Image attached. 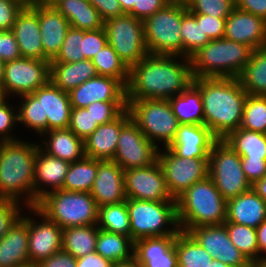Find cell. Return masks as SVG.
I'll return each instance as SVG.
<instances>
[{
	"instance_id": "6da1fadb",
	"label": "cell",
	"mask_w": 266,
	"mask_h": 267,
	"mask_svg": "<svg viewBox=\"0 0 266 267\" xmlns=\"http://www.w3.org/2000/svg\"><path fill=\"white\" fill-rule=\"evenodd\" d=\"M193 80L188 57L148 53L129 70L126 100H169L186 90Z\"/></svg>"
},
{
	"instance_id": "7a4b0ae2",
	"label": "cell",
	"mask_w": 266,
	"mask_h": 267,
	"mask_svg": "<svg viewBox=\"0 0 266 267\" xmlns=\"http://www.w3.org/2000/svg\"><path fill=\"white\" fill-rule=\"evenodd\" d=\"M193 84L202 97L204 125L217 139L240 127L248 93L238 78H194Z\"/></svg>"
},
{
	"instance_id": "3957f363",
	"label": "cell",
	"mask_w": 266,
	"mask_h": 267,
	"mask_svg": "<svg viewBox=\"0 0 266 267\" xmlns=\"http://www.w3.org/2000/svg\"><path fill=\"white\" fill-rule=\"evenodd\" d=\"M24 140L0 142V198L34 207V162L40 146Z\"/></svg>"
},
{
	"instance_id": "277c9868",
	"label": "cell",
	"mask_w": 266,
	"mask_h": 267,
	"mask_svg": "<svg viewBox=\"0 0 266 267\" xmlns=\"http://www.w3.org/2000/svg\"><path fill=\"white\" fill-rule=\"evenodd\" d=\"M177 220L182 231L226 222L227 200L209 176L197 181L176 199Z\"/></svg>"
},
{
	"instance_id": "5b68a950",
	"label": "cell",
	"mask_w": 266,
	"mask_h": 267,
	"mask_svg": "<svg viewBox=\"0 0 266 267\" xmlns=\"http://www.w3.org/2000/svg\"><path fill=\"white\" fill-rule=\"evenodd\" d=\"M253 49L226 38L211 40L189 57L194 78H238Z\"/></svg>"
},
{
	"instance_id": "8992f818",
	"label": "cell",
	"mask_w": 266,
	"mask_h": 267,
	"mask_svg": "<svg viewBox=\"0 0 266 267\" xmlns=\"http://www.w3.org/2000/svg\"><path fill=\"white\" fill-rule=\"evenodd\" d=\"M36 207L62 229L98 222V206L90 192L51 191L39 200Z\"/></svg>"
},
{
	"instance_id": "52a82bcc",
	"label": "cell",
	"mask_w": 266,
	"mask_h": 267,
	"mask_svg": "<svg viewBox=\"0 0 266 267\" xmlns=\"http://www.w3.org/2000/svg\"><path fill=\"white\" fill-rule=\"evenodd\" d=\"M131 239L177 235L176 201H144L127 199Z\"/></svg>"
},
{
	"instance_id": "ba28073f",
	"label": "cell",
	"mask_w": 266,
	"mask_h": 267,
	"mask_svg": "<svg viewBox=\"0 0 266 267\" xmlns=\"http://www.w3.org/2000/svg\"><path fill=\"white\" fill-rule=\"evenodd\" d=\"M127 109L131 119L158 149L173 142L180 123L168 100H127Z\"/></svg>"
},
{
	"instance_id": "9c48e42d",
	"label": "cell",
	"mask_w": 266,
	"mask_h": 267,
	"mask_svg": "<svg viewBox=\"0 0 266 267\" xmlns=\"http://www.w3.org/2000/svg\"><path fill=\"white\" fill-rule=\"evenodd\" d=\"M186 11L185 3L170 2L143 21L149 54L182 56L180 29Z\"/></svg>"
},
{
	"instance_id": "30bf717a",
	"label": "cell",
	"mask_w": 266,
	"mask_h": 267,
	"mask_svg": "<svg viewBox=\"0 0 266 267\" xmlns=\"http://www.w3.org/2000/svg\"><path fill=\"white\" fill-rule=\"evenodd\" d=\"M208 176L228 201L252 189L241 167V156L223 139H217L209 154Z\"/></svg>"
},
{
	"instance_id": "8fae6325",
	"label": "cell",
	"mask_w": 266,
	"mask_h": 267,
	"mask_svg": "<svg viewBox=\"0 0 266 267\" xmlns=\"http://www.w3.org/2000/svg\"><path fill=\"white\" fill-rule=\"evenodd\" d=\"M103 28L108 44L129 69L148 54L142 20L125 13L104 21Z\"/></svg>"
},
{
	"instance_id": "7c38bea8",
	"label": "cell",
	"mask_w": 266,
	"mask_h": 267,
	"mask_svg": "<svg viewBox=\"0 0 266 267\" xmlns=\"http://www.w3.org/2000/svg\"><path fill=\"white\" fill-rule=\"evenodd\" d=\"M49 81L50 61L26 57L12 60L4 63L2 97L31 94Z\"/></svg>"
},
{
	"instance_id": "4fadbf2b",
	"label": "cell",
	"mask_w": 266,
	"mask_h": 267,
	"mask_svg": "<svg viewBox=\"0 0 266 267\" xmlns=\"http://www.w3.org/2000/svg\"><path fill=\"white\" fill-rule=\"evenodd\" d=\"M157 161L163 170L168 191L175 200L208 176L209 158H182L165 147L159 149Z\"/></svg>"
},
{
	"instance_id": "5bb4252c",
	"label": "cell",
	"mask_w": 266,
	"mask_h": 267,
	"mask_svg": "<svg viewBox=\"0 0 266 267\" xmlns=\"http://www.w3.org/2000/svg\"><path fill=\"white\" fill-rule=\"evenodd\" d=\"M26 209L28 214L24 212L23 215L28 219L29 264L36 266L43 259L62 250L63 229L36 206Z\"/></svg>"
},
{
	"instance_id": "9a60e30c",
	"label": "cell",
	"mask_w": 266,
	"mask_h": 267,
	"mask_svg": "<svg viewBox=\"0 0 266 267\" xmlns=\"http://www.w3.org/2000/svg\"><path fill=\"white\" fill-rule=\"evenodd\" d=\"M159 149L130 119L122 128L113 161L123 170L146 167L157 161Z\"/></svg>"
},
{
	"instance_id": "2e32d148",
	"label": "cell",
	"mask_w": 266,
	"mask_h": 267,
	"mask_svg": "<svg viewBox=\"0 0 266 267\" xmlns=\"http://www.w3.org/2000/svg\"><path fill=\"white\" fill-rule=\"evenodd\" d=\"M127 199L144 201H176L170 195L158 161L146 167L124 170Z\"/></svg>"
},
{
	"instance_id": "e0dca14e",
	"label": "cell",
	"mask_w": 266,
	"mask_h": 267,
	"mask_svg": "<svg viewBox=\"0 0 266 267\" xmlns=\"http://www.w3.org/2000/svg\"><path fill=\"white\" fill-rule=\"evenodd\" d=\"M189 233L214 259L232 267H251L252 263L230 241L224 224L197 226Z\"/></svg>"
},
{
	"instance_id": "ac0fdd59",
	"label": "cell",
	"mask_w": 266,
	"mask_h": 267,
	"mask_svg": "<svg viewBox=\"0 0 266 267\" xmlns=\"http://www.w3.org/2000/svg\"><path fill=\"white\" fill-rule=\"evenodd\" d=\"M68 95L72 108H85L98 101L127 102L126 86L116 78L100 75L70 90Z\"/></svg>"
},
{
	"instance_id": "d6986e66",
	"label": "cell",
	"mask_w": 266,
	"mask_h": 267,
	"mask_svg": "<svg viewBox=\"0 0 266 267\" xmlns=\"http://www.w3.org/2000/svg\"><path fill=\"white\" fill-rule=\"evenodd\" d=\"M224 38L246 44L253 50L266 46V20L234 8L226 18Z\"/></svg>"
},
{
	"instance_id": "ffe728a7",
	"label": "cell",
	"mask_w": 266,
	"mask_h": 267,
	"mask_svg": "<svg viewBox=\"0 0 266 267\" xmlns=\"http://www.w3.org/2000/svg\"><path fill=\"white\" fill-rule=\"evenodd\" d=\"M90 194L98 207L126 201L124 170L113 160H99Z\"/></svg>"
},
{
	"instance_id": "44dd1931",
	"label": "cell",
	"mask_w": 266,
	"mask_h": 267,
	"mask_svg": "<svg viewBox=\"0 0 266 267\" xmlns=\"http://www.w3.org/2000/svg\"><path fill=\"white\" fill-rule=\"evenodd\" d=\"M69 167V162L38 148L34 162V206H37L39 200L47 193L63 188Z\"/></svg>"
},
{
	"instance_id": "7402d4cb",
	"label": "cell",
	"mask_w": 266,
	"mask_h": 267,
	"mask_svg": "<svg viewBox=\"0 0 266 267\" xmlns=\"http://www.w3.org/2000/svg\"><path fill=\"white\" fill-rule=\"evenodd\" d=\"M176 235L146 237L134 242V260L140 267H178Z\"/></svg>"
},
{
	"instance_id": "603a6c76",
	"label": "cell",
	"mask_w": 266,
	"mask_h": 267,
	"mask_svg": "<svg viewBox=\"0 0 266 267\" xmlns=\"http://www.w3.org/2000/svg\"><path fill=\"white\" fill-rule=\"evenodd\" d=\"M216 140L205 125L180 124L176 137L168 148L182 158H209Z\"/></svg>"
},
{
	"instance_id": "cb8c5ba5",
	"label": "cell",
	"mask_w": 266,
	"mask_h": 267,
	"mask_svg": "<svg viewBox=\"0 0 266 267\" xmlns=\"http://www.w3.org/2000/svg\"><path fill=\"white\" fill-rule=\"evenodd\" d=\"M131 119L128 109H125L112 122L101 124L84 140L86 157L99 160H113L121 128Z\"/></svg>"
},
{
	"instance_id": "d4e9b609",
	"label": "cell",
	"mask_w": 266,
	"mask_h": 267,
	"mask_svg": "<svg viewBox=\"0 0 266 267\" xmlns=\"http://www.w3.org/2000/svg\"><path fill=\"white\" fill-rule=\"evenodd\" d=\"M12 31L22 57L44 60L36 4L22 8L17 14Z\"/></svg>"
},
{
	"instance_id": "484cf974",
	"label": "cell",
	"mask_w": 266,
	"mask_h": 267,
	"mask_svg": "<svg viewBox=\"0 0 266 267\" xmlns=\"http://www.w3.org/2000/svg\"><path fill=\"white\" fill-rule=\"evenodd\" d=\"M32 94L42 103L43 119H47V131L68 128L72 109L68 92L62 91L49 81Z\"/></svg>"
},
{
	"instance_id": "4316f807",
	"label": "cell",
	"mask_w": 266,
	"mask_h": 267,
	"mask_svg": "<svg viewBox=\"0 0 266 267\" xmlns=\"http://www.w3.org/2000/svg\"><path fill=\"white\" fill-rule=\"evenodd\" d=\"M44 61H51L62 47L68 30L69 21L55 8L37 5Z\"/></svg>"
},
{
	"instance_id": "83f0119b",
	"label": "cell",
	"mask_w": 266,
	"mask_h": 267,
	"mask_svg": "<svg viewBox=\"0 0 266 267\" xmlns=\"http://www.w3.org/2000/svg\"><path fill=\"white\" fill-rule=\"evenodd\" d=\"M29 265L28 219L22 217L0 239V267Z\"/></svg>"
},
{
	"instance_id": "f1b7e54d",
	"label": "cell",
	"mask_w": 266,
	"mask_h": 267,
	"mask_svg": "<svg viewBox=\"0 0 266 267\" xmlns=\"http://www.w3.org/2000/svg\"><path fill=\"white\" fill-rule=\"evenodd\" d=\"M266 219V202L253 190L227 201L226 222L257 228Z\"/></svg>"
},
{
	"instance_id": "f546056e",
	"label": "cell",
	"mask_w": 266,
	"mask_h": 267,
	"mask_svg": "<svg viewBox=\"0 0 266 267\" xmlns=\"http://www.w3.org/2000/svg\"><path fill=\"white\" fill-rule=\"evenodd\" d=\"M40 137V148L51 156L69 163L81 160L85 156L84 141L69 128L49 130Z\"/></svg>"
},
{
	"instance_id": "4dcf8cb0",
	"label": "cell",
	"mask_w": 266,
	"mask_h": 267,
	"mask_svg": "<svg viewBox=\"0 0 266 267\" xmlns=\"http://www.w3.org/2000/svg\"><path fill=\"white\" fill-rule=\"evenodd\" d=\"M97 76L96 68L90 59L72 63L50 62V81L65 92Z\"/></svg>"
},
{
	"instance_id": "1f68e13d",
	"label": "cell",
	"mask_w": 266,
	"mask_h": 267,
	"mask_svg": "<svg viewBox=\"0 0 266 267\" xmlns=\"http://www.w3.org/2000/svg\"><path fill=\"white\" fill-rule=\"evenodd\" d=\"M55 8L69 21L72 28L89 31L104 26L98 10L88 0H63Z\"/></svg>"
},
{
	"instance_id": "d6a6232c",
	"label": "cell",
	"mask_w": 266,
	"mask_h": 267,
	"mask_svg": "<svg viewBox=\"0 0 266 267\" xmlns=\"http://www.w3.org/2000/svg\"><path fill=\"white\" fill-rule=\"evenodd\" d=\"M169 103L180 124L204 125V110L200 90L192 83Z\"/></svg>"
},
{
	"instance_id": "836d02e7",
	"label": "cell",
	"mask_w": 266,
	"mask_h": 267,
	"mask_svg": "<svg viewBox=\"0 0 266 267\" xmlns=\"http://www.w3.org/2000/svg\"><path fill=\"white\" fill-rule=\"evenodd\" d=\"M95 252L114 264L134 259V241L125 235L98 230Z\"/></svg>"
},
{
	"instance_id": "e575fe53",
	"label": "cell",
	"mask_w": 266,
	"mask_h": 267,
	"mask_svg": "<svg viewBox=\"0 0 266 267\" xmlns=\"http://www.w3.org/2000/svg\"><path fill=\"white\" fill-rule=\"evenodd\" d=\"M238 79L249 95L266 96V46L253 50Z\"/></svg>"
},
{
	"instance_id": "d590c367",
	"label": "cell",
	"mask_w": 266,
	"mask_h": 267,
	"mask_svg": "<svg viewBox=\"0 0 266 267\" xmlns=\"http://www.w3.org/2000/svg\"><path fill=\"white\" fill-rule=\"evenodd\" d=\"M241 158L266 159V134L238 128L223 139Z\"/></svg>"
},
{
	"instance_id": "8d00e7d4",
	"label": "cell",
	"mask_w": 266,
	"mask_h": 267,
	"mask_svg": "<svg viewBox=\"0 0 266 267\" xmlns=\"http://www.w3.org/2000/svg\"><path fill=\"white\" fill-rule=\"evenodd\" d=\"M98 230L97 224L63 229L62 250L75 258L95 252Z\"/></svg>"
},
{
	"instance_id": "74e56055",
	"label": "cell",
	"mask_w": 266,
	"mask_h": 267,
	"mask_svg": "<svg viewBox=\"0 0 266 267\" xmlns=\"http://www.w3.org/2000/svg\"><path fill=\"white\" fill-rule=\"evenodd\" d=\"M178 267H208L213 257L189 233L180 230L175 238Z\"/></svg>"
},
{
	"instance_id": "f35d334b",
	"label": "cell",
	"mask_w": 266,
	"mask_h": 267,
	"mask_svg": "<svg viewBox=\"0 0 266 267\" xmlns=\"http://www.w3.org/2000/svg\"><path fill=\"white\" fill-rule=\"evenodd\" d=\"M98 171V159L84 156L81 160L70 163L63 190L90 192Z\"/></svg>"
},
{
	"instance_id": "ab89813d",
	"label": "cell",
	"mask_w": 266,
	"mask_h": 267,
	"mask_svg": "<svg viewBox=\"0 0 266 267\" xmlns=\"http://www.w3.org/2000/svg\"><path fill=\"white\" fill-rule=\"evenodd\" d=\"M97 226L101 230L122 234L131 238L127 200L98 207Z\"/></svg>"
},
{
	"instance_id": "60d3db41",
	"label": "cell",
	"mask_w": 266,
	"mask_h": 267,
	"mask_svg": "<svg viewBox=\"0 0 266 267\" xmlns=\"http://www.w3.org/2000/svg\"><path fill=\"white\" fill-rule=\"evenodd\" d=\"M18 125L31 129L41 136L47 131V119H43L42 103L31 93L19 96Z\"/></svg>"
},
{
	"instance_id": "b9f144b4",
	"label": "cell",
	"mask_w": 266,
	"mask_h": 267,
	"mask_svg": "<svg viewBox=\"0 0 266 267\" xmlns=\"http://www.w3.org/2000/svg\"><path fill=\"white\" fill-rule=\"evenodd\" d=\"M98 75L116 78L125 86L129 81V68L110 44H106L92 59Z\"/></svg>"
},
{
	"instance_id": "7bdbcfd3",
	"label": "cell",
	"mask_w": 266,
	"mask_h": 267,
	"mask_svg": "<svg viewBox=\"0 0 266 267\" xmlns=\"http://www.w3.org/2000/svg\"><path fill=\"white\" fill-rule=\"evenodd\" d=\"M180 31L182 56L188 58L211 41L206 33H203L201 22H197L195 16L188 10L182 16Z\"/></svg>"
},
{
	"instance_id": "ee69618b",
	"label": "cell",
	"mask_w": 266,
	"mask_h": 267,
	"mask_svg": "<svg viewBox=\"0 0 266 267\" xmlns=\"http://www.w3.org/2000/svg\"><path fill=\"white\" fill-rule=\"evenodd\" d=\"M230 241L252 263L259 260L256 229L246 225L225 222Z\"/></svg>"
},
{
	"instance_id": "f6af8a7d",
	"label": "cell",
	"mask_w": 266,
	"mask_h": 267,
	"mask_svg": "<svg viewBox=\"0 0 266 267\" xmlns=\"http://www.w3.org/2000/svg\"><path fill=\"white\" fill-rule=\"evenodd\" d=\"M239 128L266 134V96L248 94Z\"/></svg>"
},
{
	"instance_id": "bcb514c9",
	"label": "cell",
	"mask_w": 266,
	"mask_h": 267,
	"mask_svg": "<svg viewBox=\"0 0 266 267\" xmlns=\"http://www.w3.org/2000/svg\"><path fill=\"white\" fill-rule=\"evenodd\" d=\"M84 60V30L70 28L62 47L50 62L72 63Z\"/></svg>"
},
{
	"instance_id": "7dc6e473",
	"label": "cell",
	"mask_w": 266,
	"mask_h": 267,
	"mask_svg": "<svg viewBox=\"0 0 266 267\" xmlns=\"http://www.w3.org/2000/svg\"><path fill=\"white\" fill-rule=\"evenodd\" d=\"M185 5L192 14L227 18L235 8V0H188Z\"/></svg>"
},
{
	"instance_id": "c3c4849f",
	"label": "cell",
	"mask_w": 266,
	"mask_h": 267,
	"mask_svg": "<svg viewBox=\"0 0 266 267\" xmlns=\"http://www.w3.org/2000/svg\"><path fill=\"white\" fill-rule=\"evenodd\" d=\"M9 99V97H0V142L20 139L16 133L13 134L18 126V107ZM10 101L12 103H9Z\"/></svg>"
},
{
	"instance_id": "681fc988",
	"label": "cell",
	"mask_w": 266,
	"mask_h": 267,
	"mask_svg": "<svg viewBox=\"0 0 266 267\" xmlns=\"http://www.w3.org/2000/svg\"><path fill=\"white\" fill-rule=\"evenodd\" d=\"M99 126L86 108H72L68 128L83 141Z\"/></svg>"
},
{
	"instance_id": "f907efd6",
	"label": "cell",
	"mask_w": 266,
	"mask_h": 267,
	"mask_svg": "<svg viewBox=\"0 0 266 267\" xmlns=\"http://www.w3.org/2000/svg\"><path fill=\"white\" fill-rule=\"evenodd\" d=\"M93 116L99 125L112 122L125 109L127 102H103L98 101L85 107Z\"/></svg>"
},
{
	"instance_id": "816d5d0a",
	"label": "cell",
	"mask_w": 266,
	"mask_h": 267,
	"mask_svg": "<svg viewBox=\"0 0 266 267\" xmlns=\"http://www.w3.org/2000/svg\"><path fill=\"white\" fill-rule=\"evenodd\" d=\"M23 207H27L18 201L0 198V239L22 217Z\"/></svg>"
},
{
	"instance_id": "f5cc1de1",
	"label": "cell",
	"mask_w": 266,
	"mask_h": 267,
	"mask_svg": "<svg viewBox=\"0 0 266 267\" xmlns=\"http://www.w3.org/2000/svg\"><path fill=\"white\" fill-rule=\"evenodd\" d=\"M108 43L104 28L84 31V59H92Z\"/></svg>"
},
{
	"instance_id": "db71d44e",
	"label": "cell",
	"mask_w": 266,
	"mask_h": 267,
	"mask_svg": "<svg viewBox=\"0 0 266 267\" xmlns=\"http://www.w3.org/2000/svg\"><path fill=\"white\" fill-rule=\"evenodd\" d=\"M197 22H201L203 33L210 40L224 38L226 18H217L211 15L193 14Z\"/></svg>"
},
{
	"instance_id": "11a10c76",
	"label": "cell",
	"mask_w": 266,
	"mask_h": 267,
	"mask_svg": "<svg viewBox=\"0 0 266 267\" xmlns=\"http://www.w3.org/2000/svg\"><path fill=\"white\" fill-rule=\"evenodd\" d=\"M21 57L13 31H0V60L7 63Z\"/></svg>"
},
{
	"instance_id": "9f6ffc18",
	"label": "cell",
	"mask_w": 266,
	"mask_h": 267,
	"mask_svg": "<svg viewBox=\"0 0 266 267\" xmlns=\"http://www.w3.org/2000/svg\"><path fill=\"white\" fill-rule=\"evenodd\" d=\"M22 6L15 0H0V31L12 30Z\"/></svg>"
},
{
	"instance_id": "6f0895ef",
	"label": "cell",
	"mask_w": 266,
	"mask_h": 267,
	"mask_svg": "<svg viewBox=\"0 0 266 267\" xmlns=\"http://www.w3.org/2000/svg\"><path fill=\"white\" fill-rule=\"evenodd\" d=\"M169 3L170 0H135V5L128 14L144 21Z\"/></svg>"
},
{
	"instance_id": "680465c9",
	"label": "cell",
	"mask_w": 266,
	"mask_h": 267,
	"mask_svg": "<svg viewBox=\"0 0 266 267\" xmlns=\"http://www.w3.org/2000/svg\"><path fill=\"white\" fill-rule=\"evenodd\" d=\"M241 167L251 185L266 175V159L241 158Z\"/></svg>"
},
{
	"instance_id": "91938a15",
	"label": "cell",
	"mask_w": 266,
	"mask_h": 267,
	"mask_svg": "<svg viewBox=\"0 0 266 267\" xmlns=\"http://www.w3.org/2000/svg\"><path fill=\"white\" fill-rule=\"evenodd\" d=\"M88 1L96 10H98L100 17L104 21L125 14L118 0H88Z\"/></svg>"
},
{
	"instance_id": "94428289",
	"label": "cell",
	"mask_w": 266,
	"mask_h": 267,
	"mask_svg": "<svg viewBox=\"0 0 266 267\" xmlns=\"http://www.w3.org/2000/svg\"><path fill=\"white\" fill-rule=\"evenodd\" d=\"M36 267H77L76 258L63 250L43 259Z\"/></svg>"
},
{
	"instance_id": "6125c7cd",
	"label": "cell",
	"mask_w": 266,
	"mask_h": 267,
	"mask_svg": "<svg viewBox=\"0 0 266 267\" xmlns=\"http://www.w3.org/2000/svg\"><path fill=\"white\" fill-rule=\"evenodd\" d=\"M235 7L266 20V0H235Z\"/></svg>"
},
{
	"instance_id": "be15d7a7",
	"label": "cell",
	"mask_w": 266,
	"mask_h": 267,
	"mask_svg": "<svg viewBox=\"0 0 266 267\" xmlns=\"http://www.w3.org/2000/svg\"><path fill=\"white\" fill-rule=\"evenodd\" d=\"M113 262L99 255L97 252L76 258L77 267H112Z\"/></svg>"
},
{
	"instance_id": "e7e4bbea",
	"label": "cell",
	"mask_w": 266,
	"mask_h": 267,
	"mask_svg": "<svg viewBox=\"0 0 266 267\" xmlns=\"http://www.w3.org/2000/svg\"><path fill=\"white\" fill-rule=\"evenodd\" d=\"M259 259L266 257V219L256 228Z\"/></svg>"
},
{
	"instance_id": "03108f58",
	"label": "cell",
	"mask_w": 266,
	"mask_h": 267,
	"mask_svg": "<svg viewBox=\"0 0 266 267\" xmlns=\"http://www.w3.org/2000/svg\"><path fill=\"white\" fill-rule=\"evenodd\" d=\"M252 189L266 202V175L252 185Z\"/></svg>"
},
{
	"instance_id": "003e7915",
	"label": "cell",
	"mask_w": 266,
	"mask_h": 267,
	"mask_svg": "<svg viewBox=\"0 0 266 267\" xmlns=\"http://www.w3.org/2000/svg\"><path fill=\"white\" fill-rule=\"evenodd\" d=\"M124 13L128 14L135 5V0H118Z\"/></svg>"
},
{
	"instance_id": "a7ac6f4b",
	"label": "cell",
	"mask_w": 266,
	"mask_h": 267,
	"mask_svg": "<svg viewBox=\"0 0 266 267\" xmlns=\"http://www.w3.org/2000/svg\"><path fill=\"white\" fill-rule=\"evenodd\" d=\"M63 0H35L36 5H41L45 7H55Z\"/></svg>"
},
{
	"instance_id": "89a4df30",
	"label": "cell",
	"mask_w": 266,
	"mask_h": 267,
	"mask_svg": "<svg viewBox=\"0 0 266 267\" xmlns=\"http://www.w3.org/2000/svg\"><path fill=\"white\" fill-rule=\"evenodd\" d=\"M112 267H140L136 261L133 259L132 261L130 262H125V263H116V264H113Z\"/></svg>"
},
{
	"instance_id": "2644e50d",
	"label": "cell",
	"mask_w": 266,
	"mask_h": 267,
	"mask_svg": "<svg viewBox=\"0 0 266 267\" xmlns=\"http://www.w3.org/2000/svg\"><path fill=\"white\" fill-rule=\"evenodd\" d=\"M3 77H4V62L0 60V95L2 96L3 88Z\"/></svg>"
},
{
	"instance_id": "8c879c8a",
	"label": "cell",
	"mask_w": 266,
	"mask_h": 267,
	"mask_svg": "<svg viewBox=\"0 0 266 267\" xmlns=\"http://www.w3.org/2000/svg\"><path fill=\"white\" fill-rule=\"evenodd\" d=\"M251 267H266V257L252 262Z\"/></svg>"
},
{
	"instance_id": "753ad0ef",
	"label": "cell",
	"mask_w": 266,
	"mask_h": 267,
	"mask_svg": "<svg viewBox=\"0 0 266 267\" xmlns=\"http://www.w3.org/2000/svg\"><path fill=\"white\" fill-rule=\"evenodd\" d=\"M208 267H232V266L226 265L217 259H213V261L209 263Z\"/></svg>"
},
{
	"instance_id": "34e18365",
	"label": "cell",
	"mask_w": 266,
	"mask_h": 267,
	"mask_svg": "<svg viewBox=\"0 0 266 267\" xmlns=\"http://www.w3.org/2000/svg\"><path fill=\"white\" fill-rule=\"evenodd\" d=\"M19 2L24 7H31L35 4V0H15Z\"/></svg>"
},
{
	"instance_id": "11e5206c",
	"label": "cell",
	"mask_w": 266,
	"mask_h": 267,
	"mask_svg": "<svg viewBox=\"0 0 266 267\" xmlns=\"http://www.w3.org/2000/svg\"><path fill=\"white\" fill-rule=\"evenodd\" d=\"M188 0H170V2H181L186 3Z\"/></svg>"
},
{
	"instance_id": "2a66077c",
	"label": "cell",
	"mask_w": 266,
	"mask_h": 267,
	"mask_svg": "<svg viewBox=\"0 0 266 267\" xmlns=\"http://www.w3.org/2000/svg\"><path fill=\"white\" fill-rule=\"evenodd\" d=\"M20 267H36V266H33V265H24V266H20Z\"/></svg>"
}]
</instances>
